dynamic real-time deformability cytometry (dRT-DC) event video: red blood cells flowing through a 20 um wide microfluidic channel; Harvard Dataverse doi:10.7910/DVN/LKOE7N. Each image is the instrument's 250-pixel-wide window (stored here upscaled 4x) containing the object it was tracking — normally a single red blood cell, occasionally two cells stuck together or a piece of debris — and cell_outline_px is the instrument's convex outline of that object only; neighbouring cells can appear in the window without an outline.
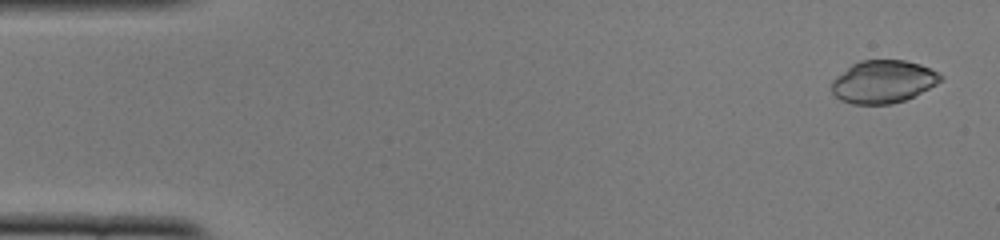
{"species": "common noctule bat (a hibernating species)", "species_latin": "Nyctalus noctula", "temperature_condition": "cold", "stored_images_in_passage": 15, "camera_frame_rate_fps": 3000, "um_per_image_px": 0.085, "animal": {"sex": "female", "body_mass_g": 22.0, "forearm_length_mm": 56.7}, "frame": {"image": 1, "passage_image": 2, "time_ms": 0.333, "image_size_px": [1000, 240], "cell_outline_px": [[944, 80], [904, 100], [892, 104], [852, 104], [840, 100], [832, 92], [832, 80], [836, 76], [852, 64], [860, 60], [904, 60], [920, 64], [940, 72], [944, 76]], "centroid_in_image_um": [75.08, 6.93], "position_along_channel_um": 9.9, "area_um2": 27.17}}
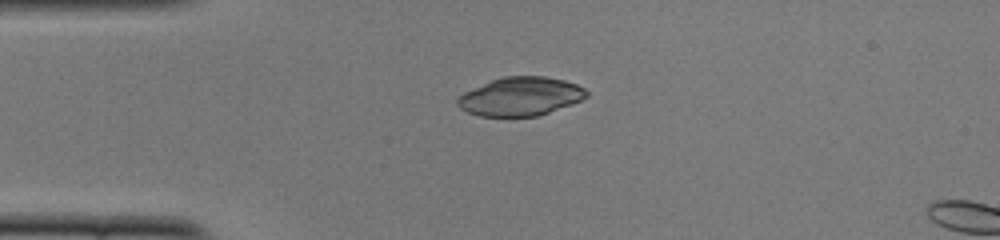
{"frame": {"image": 2, "passage_image": 12, "time_ms": 3.667, "image_size_px": [1000, 240], "cell_outline_px": [[588, 96], [572, 104], [536, 116], [480, 116], [468, 112], [460, 108], [456, 104], [456, 100], [464, 92], [492, 80], [504, 76], [544, 76], [564, 80], [576, 84], [584, 88], [588, 92]], "centroid_in_image_um": [44.24, 8.19], "position_along_channel_um": 40.8, "area_um2": 28.78}}